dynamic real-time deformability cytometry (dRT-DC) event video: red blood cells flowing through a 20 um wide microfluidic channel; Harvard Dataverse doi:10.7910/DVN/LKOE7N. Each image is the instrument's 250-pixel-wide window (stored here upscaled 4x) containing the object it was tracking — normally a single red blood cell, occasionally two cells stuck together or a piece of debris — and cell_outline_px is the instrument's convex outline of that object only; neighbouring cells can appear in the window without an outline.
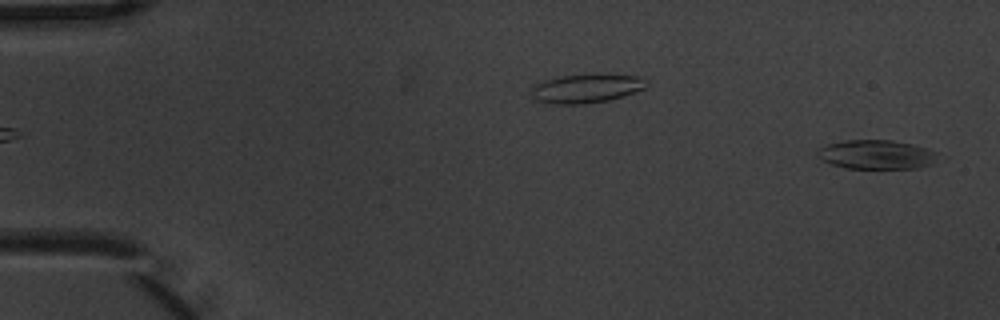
{"species": "common noctule bat (a hibernating species)", "species_latin": "Nyctalus noctula", "temperature_condition": "warm", "stored_images_in_passage": 5, "segment_of_instrument_passage": [2, 2], "camera_frame_rate_fps": 3000, "um_per_image_px": 0.085, "animal": {"sex": "male", "body_mass_g": 20.1, "forearm_length_mm": 53.5}, "frame": {"image": 1, "passage_image": 5, "time_ms": 1.333, "image_size_px": [1000, 320], "cell_outline_px": [[940, 152], [936, 160], [932, 164], [920, 168], [844, 168], [832, 164], [824, 160], [820, 156], [820, 148], [828, 144], [848, 140], [892, 140], [912, 144]], "centroid_in_image_um": [74.6, 13.14], "position_along_channel_um": 10.4, "area_um2": 20.23}}